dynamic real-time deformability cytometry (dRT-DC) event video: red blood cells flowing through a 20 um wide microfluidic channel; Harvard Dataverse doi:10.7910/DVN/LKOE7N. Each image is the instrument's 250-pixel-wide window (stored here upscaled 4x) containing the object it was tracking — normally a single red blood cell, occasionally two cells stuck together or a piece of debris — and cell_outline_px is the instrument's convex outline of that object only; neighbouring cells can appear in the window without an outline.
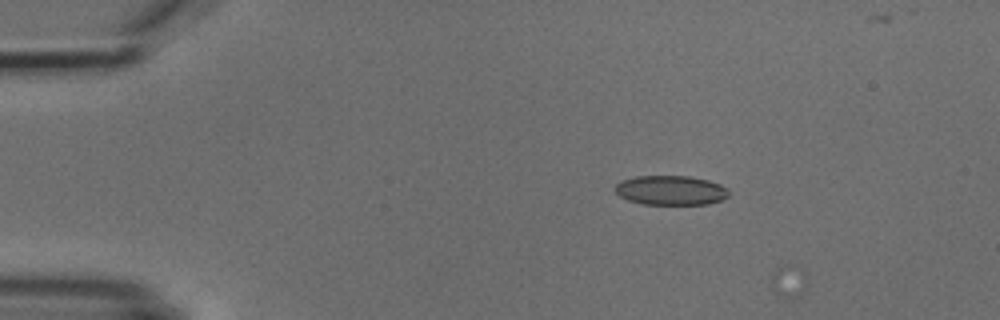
{"species": "common noctule bat (a hibernating species)", "species_latin": "Nyctalus noctula", "temperature_condition": "cold", "stored_images_in_passage": 3, "camera_frame_rate_fps": 3000, "um_per_image_px": 0.085, "animal": {"sex": "male", "body_mass_g": 18.8}, "frame": {"image": 1, "passage_image": 2, "time_ms": 1.333, "image_size_px": [1000, 320], "cell_outline_px": [[728, 196], [720, 200], [708, 204], [640, 204], [628, 200], [620, 196], [612, 188], [616, 184], [624, 180], [636, 176], [688, 176], [708, 180], [720, 184], [728, 188]], "centroid_in_image_um": [57.0, 16.17], "position_along_channel_um": 28.0, "area_um2": 19.54}}